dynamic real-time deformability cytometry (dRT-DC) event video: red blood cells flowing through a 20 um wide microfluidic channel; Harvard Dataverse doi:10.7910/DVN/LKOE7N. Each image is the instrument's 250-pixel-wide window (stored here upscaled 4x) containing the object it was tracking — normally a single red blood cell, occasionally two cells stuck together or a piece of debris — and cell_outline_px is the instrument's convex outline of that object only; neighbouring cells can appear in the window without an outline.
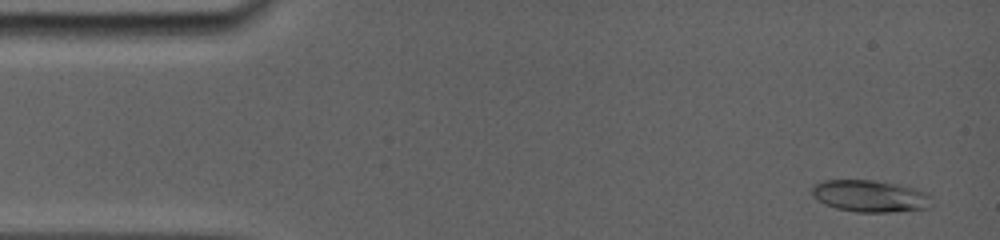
{"species": "common noctule bat (a hibernating species)", "species_latin": "Nyctalus noctula", "temperature_condition": "room temperature", "stored_images_in_passage": 62, "camera_frame_rate_fps": 5000, "um_per_image_px": 0.085, "animal": {"sex": "female", "body_mass_g": 19.0, "forearm_length_mm": 56.7}, "frame": {"image": 1, "passage_image": 3, "time_ms": 0.4, "image_size_px": [1000, 240], "cell_outline_px": [[932, 204], [928, 208], [888, 212], [856, 212], [836, 208], [824, 204], [812, 196], [812, 188], [816, 184], [824, 180], [872, 180], [900, 184], [928, 192], [932, 196]], "centroid_in_image_um": [73.99, 16.66], "position_along_channel_um": 11.0, "area_um2": 22.43}}
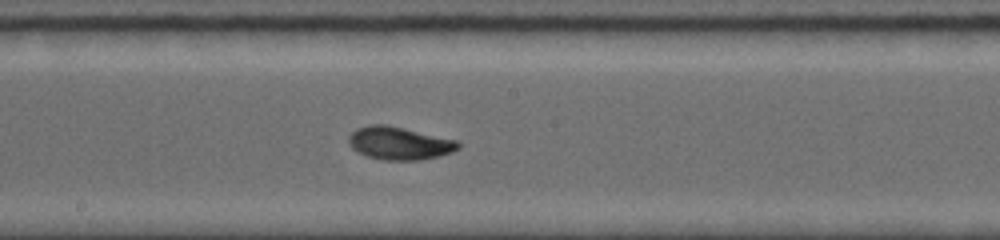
{"frame": {"image": 2, "passage_image": 35, "time_ms": 8.4, "image_size_px": [1000, 240], "cell_outline_px": [[460, 148], [452, 152], [420, 160], [384, 160], [364, 156], [356, 152], [348, 144], [348, 136], [356, 128], [368, 124], [388, 124], [460, 140]], "centroid_in_image_um": [33.93, 12.16], "position_along_channel_um": 214.3, "area_um2": 21.5}}
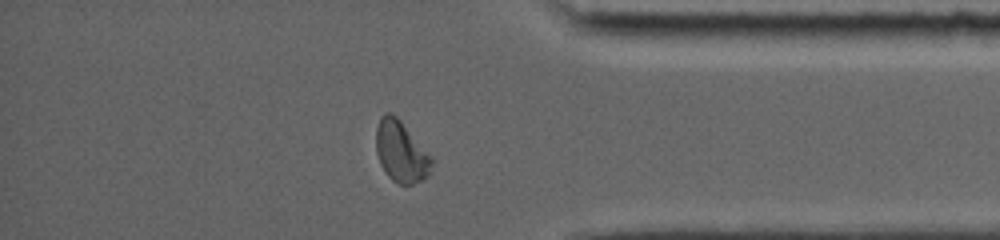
{"frame": {"image": 3, "passage_image": 56, "time_ms": 13.4, "image_size_px": [1000, 240], "cell_outline_px": [[432, 164], [428, 176], [412, 184], [400, 184], [392, 180], [388, 176], [380, 164], [376, 152], [376, 128], [380, 116], [384, 112], [388, 112], [396, 116], [400, 120], [432, 156]], "centroid_in_image_um": [34.07, 12.88], "position_along_channel_um": 401.1, "area_um2": 19.77}, "authors_computed_cell_mechanics": {"area_um2": 20.4034, "velocity_mm_per_s": 3.8632, "shape_relaxation_time_tau1_ms": 3.4301, "shape_relaxation_time_tau2_ms": 1.0932, "deformation_change_tau1": 0.2019, "deformation_change_tau2": 0.0519}}